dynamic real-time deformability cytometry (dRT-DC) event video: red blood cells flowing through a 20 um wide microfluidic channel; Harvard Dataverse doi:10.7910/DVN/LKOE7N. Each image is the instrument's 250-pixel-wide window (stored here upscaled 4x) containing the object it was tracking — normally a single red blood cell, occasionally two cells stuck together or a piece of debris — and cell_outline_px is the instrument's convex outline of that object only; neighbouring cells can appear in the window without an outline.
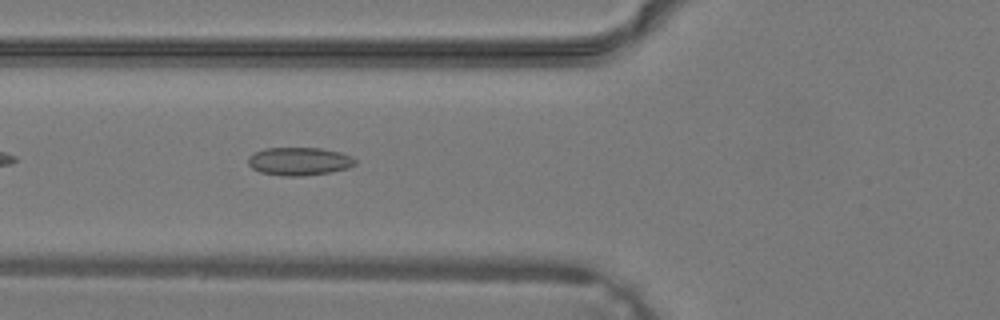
{"species": "common noctule bat (a hibernating species)", "species_latin": "Nyctalus noctula", "temperature_condition": "warm", "stored_images_in_passage": 41, "segment_of_instrument_passage": [1, 2], "camera_frame_rate_fps": 3000, "um_per_image_px": 0.085, "animal": {"sex": "male", "body_mass_g": 19.2, "forearm_length_mm": 51.8}, "frame": {"image": 1, "passage_image": 16, "time_ms": 5.0, "image_size_px": [1000, 320], "cell_outline_px": [[356, 164], [348, 168], [328, 172], [304, 176], [284, 176], [260, 172], [252, 168], [248, 164], [248, 156], [256, 152], [268, 148], [320, 148], [340, 152], [352, 156], [356, 160]], "centroid_in_image_um": [25.44, 13.71], "position_along_channel_um": 100.4, "area_um2": 17.46}}
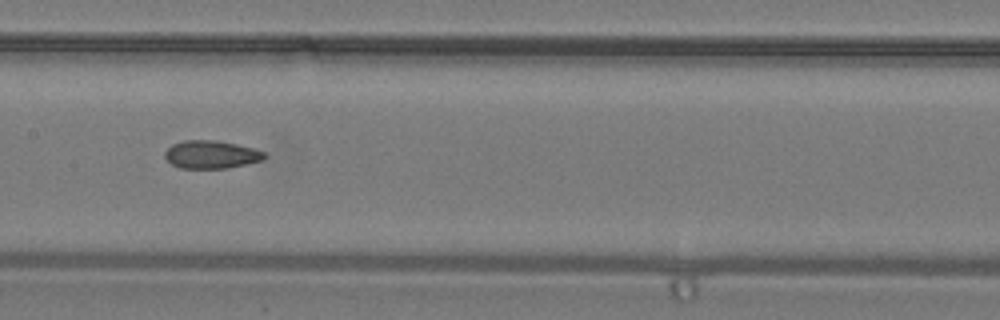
{"frame": {"image": 2, "passage_image": 21, "time_ms": 6.667, "image_size_px": [1000, 320], "cell_outline_px": [[268, 156], [264, 160], [228, 168], [180, 168], [172, 164], [164, 156], [164, 152], [172, 144], [184, 140], [216, 140], [236, 144], [252, 148], [264, 152]], "centroid_in_image_um": [17.96, 13.13], "position_along_channel_um": 189.4, "area_um2": 16.24}}
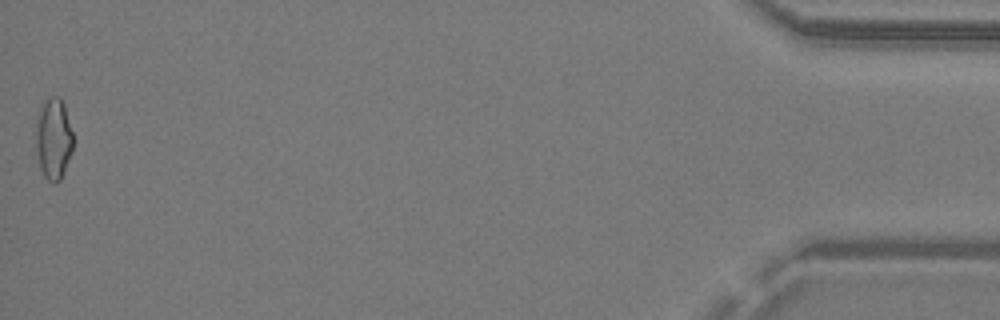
{"frame": {"image": 3, "passage_image": 40, "time_ms": 13.0, "image_size_px": [1000, 320], "cell_outline_px": [[72, 152], [64, 172], [60, 180], [56, 184], [48, 180], [44, 176], [40, 168], [36, 144], [36, 120], [40, 104], [44, 100], [52, 96], [60, 96], [64, 104], [72, 132]], "centroid_in_image_um": [4.54, 11.77], "position_along_channel_um": 430.7, "area_um2": 17.74}}